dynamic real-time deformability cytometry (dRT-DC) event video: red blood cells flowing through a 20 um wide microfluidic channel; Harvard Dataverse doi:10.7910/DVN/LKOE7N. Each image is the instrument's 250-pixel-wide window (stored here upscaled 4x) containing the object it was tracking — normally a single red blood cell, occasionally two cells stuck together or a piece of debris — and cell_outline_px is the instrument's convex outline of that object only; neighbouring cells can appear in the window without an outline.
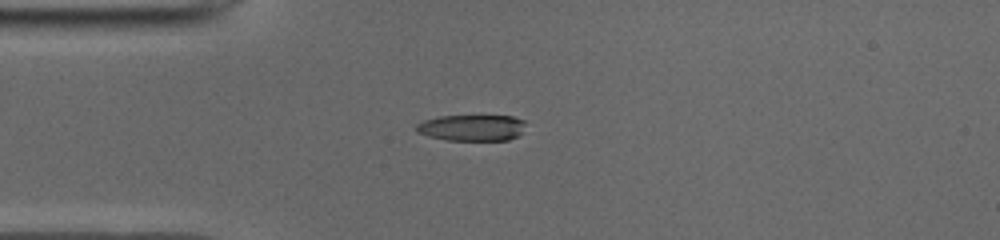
{"species": "common noctule bat (a hibernating species)", "species_latin": "Nyctalus noctula", "temperature_condition": "cold", "stored_images_in_passage": 39, "camera_frame_rate_fps": 3000, "um_per_image_px": 0.085, "animal": {"sex": "male", "body_mass_g": 19.0, "forearm_length_mm": 50.8}, "frame": {"image": 1, "passage_image": 1, "time_ms": 0.0, "image_size_px": [1000, 240], "cell_outline_px": [[524, 124], [520, 132], [516, 136], [508, 140], [448, 140], [428, 136], [416, 132], [416, 124], [424, 120], [440, 116], [512, 116], [524, 120]], "centroid_in_image_um": [40.06, 10.85], "position_along_channel_um": 44.9, "area_um2": 16.53}}
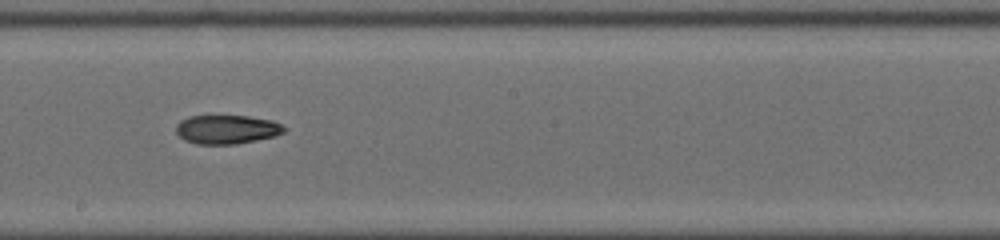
{"frame": {"image": 2, "passage_image": 16, "time_ms": 5.0, "image_size_px": [1000, 240], "cell_outline_px": [[288, 128], [284, 132], [276, 136], [236, 144], [196, 144], [184, 140], [176, 132], [176, 124], [180, 120], [188, 116], [248, 116], [272, 120]], "centroid_in_image_um": [19.28, 11.0], "position_along_channel_um": 228.9, "area_um2": 18.32}}
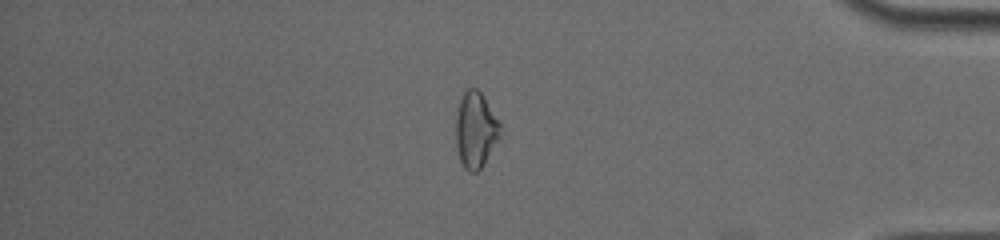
{"frame": {"image": 3, "passage_image": 31, "time_ms": 10.0, "image_size_px": [1000, 240], "cell_outline_px": [[504, 132], [480, 168], [476, 172], [468, 172], [464, 168], [460, 160], [456, 144], [456, 116], [460, 100], [464, 92], [468, 88], [476, 88], [480, 92], [500, 124]], "centroid_in_image_um": [40.43, 11.06], "position_along_channel_um": 394.8, "area_um2": 19.42}, "authors_computed_cell_mechanics": {"area_um2": 18.6694, "velocity_mm_per_s": 3.9671, "shape_relaxation_time_tau1_ms": null, "shape_relaxation_time_tau2_ms": 3.8947, "deformation_change_tau1": null, "deformation_change_tau2": 0.1091}}